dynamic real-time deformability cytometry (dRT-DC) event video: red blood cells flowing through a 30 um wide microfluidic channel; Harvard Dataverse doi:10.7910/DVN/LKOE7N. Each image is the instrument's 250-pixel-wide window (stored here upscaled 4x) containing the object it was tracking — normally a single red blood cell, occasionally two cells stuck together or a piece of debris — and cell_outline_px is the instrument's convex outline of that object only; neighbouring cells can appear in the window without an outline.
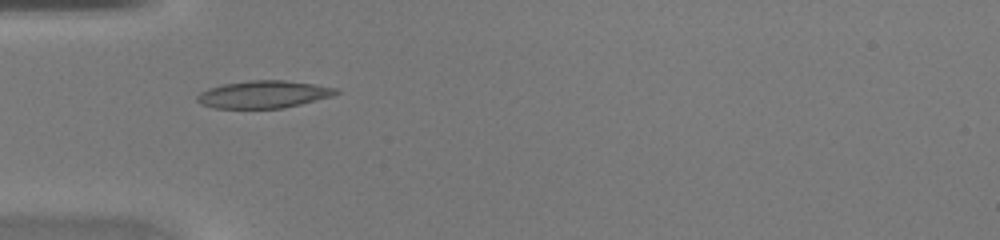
{"species": "common noctule bat (a hibernating species)", "species_latin": "Nyctalus noctula", "temperature_condition": "warm", "stored_images_in_passage": 32, "camera_frame_rate_fps": 3000, "um_per_image_px": 0.085, "animal": {"sex": "female", "body_mass_g": 20.0, "forearm_length_mm": 54.0}, "frame": {"image": 1, "passage_image": 1, "time_ms": 0.0, "image_size_px": [1000, 240], "cell_outline_px": [[340, 92], [332, 96], [284, 108], [212, 108], [200, 104], [196, 100], [196, 96], [200, 92], [208, 88], [224, 84], [248, 80], [284, 80], [312, 84], [336, 88]], "centroid_in_image_um": [22.35, 8.02], "position_along_channel_um": 62.6, "area_um2": 22.14}}
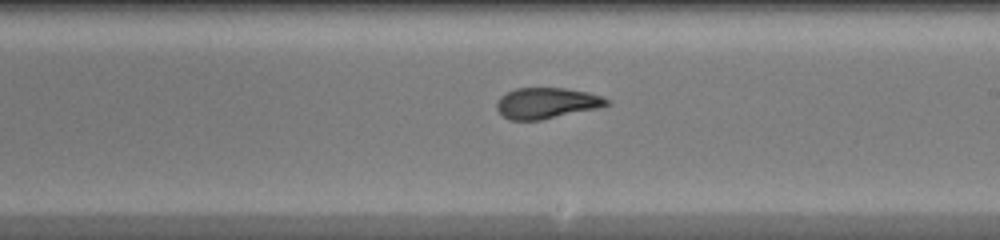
{"frame": {"image": 2, "passage_image": 13, "time_ms": 4.0, "image_size_px": [1000, 240], "cell_outline_px": [[612, 104], [600, 108], [540, 120], [508, 120], [496, 108], [496, 104], [500, 96], [516, 88], [564, 88], [588, 92], [600, 96], [608, 100]], "centroid_in_image_um": [46.48, 8.77], "position_along_channel_um": 242.5, "area_um2": 19.83}}
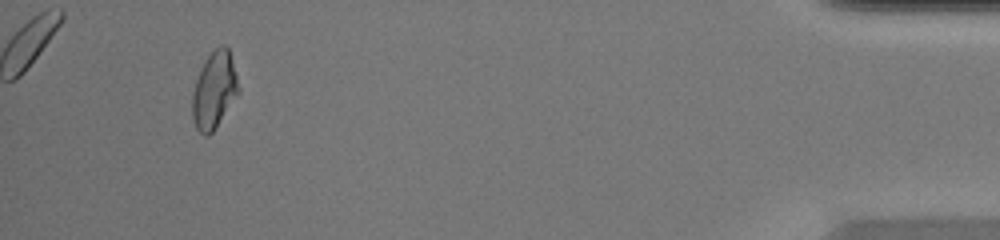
{"frame": {"image": 3, "passage_image": 29, "time_ms": 9.333, "image_size_px": [1000, 240], "cell_outline_px": [[240, 92], [216, 128], [208, 136], [204, 136], [196, 128], [192, 120], [192, 92], [200, 68], [204, 60], [220, 44], [224, 44], [228, 48], [232, 60], [240, 88]], "centroid_in_image_um": [18.21, 7.68], "position_along_channel_um": 417.0, "area_um2": 20.92}}